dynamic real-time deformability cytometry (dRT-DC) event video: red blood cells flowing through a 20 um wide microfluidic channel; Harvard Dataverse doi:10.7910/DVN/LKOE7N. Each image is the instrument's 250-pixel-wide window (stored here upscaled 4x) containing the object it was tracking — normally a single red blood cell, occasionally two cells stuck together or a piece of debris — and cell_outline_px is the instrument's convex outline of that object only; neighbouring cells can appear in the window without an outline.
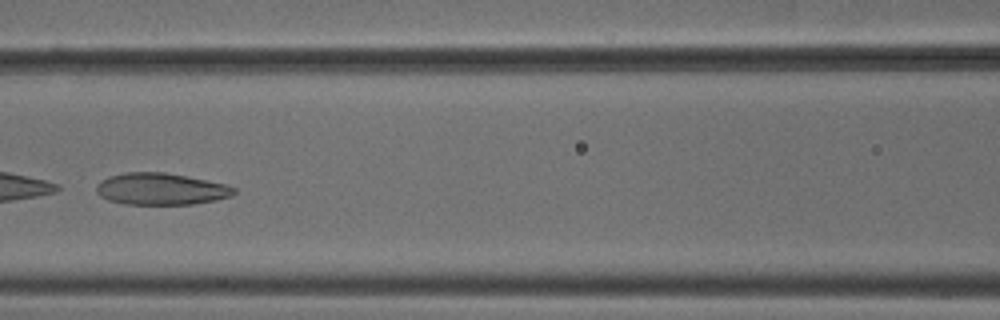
{"species": "common noctule bat (a hibernating species)", "species_latin": "Nyctalus noctula", "temperature_condition": "cold", "stored_images_in_passage": 5, "camera_frame_rate_fps": 3000, "um_per_image_px": 0.085, "animal": {"sex": "male", "body_mass_g": 18.8}, "frame": {"image": 1, "passage_image": 5, "time_ms": 1.333, "image_size_px": [1000, 320], "cell_outline_px": [[236, 192], [232, 196], [216, 200], [192, 204], [124, 204], [108, 200], [100, 196], [96, 192], [96, 184], [100, 180], [108, 176], [124, 172], [164, 172], [228, 184], [236, 188]], "centroid_in_image_um": [13.67, 16.06], "position_along_channel_um": 152.9, "area_um2": 25.72}}